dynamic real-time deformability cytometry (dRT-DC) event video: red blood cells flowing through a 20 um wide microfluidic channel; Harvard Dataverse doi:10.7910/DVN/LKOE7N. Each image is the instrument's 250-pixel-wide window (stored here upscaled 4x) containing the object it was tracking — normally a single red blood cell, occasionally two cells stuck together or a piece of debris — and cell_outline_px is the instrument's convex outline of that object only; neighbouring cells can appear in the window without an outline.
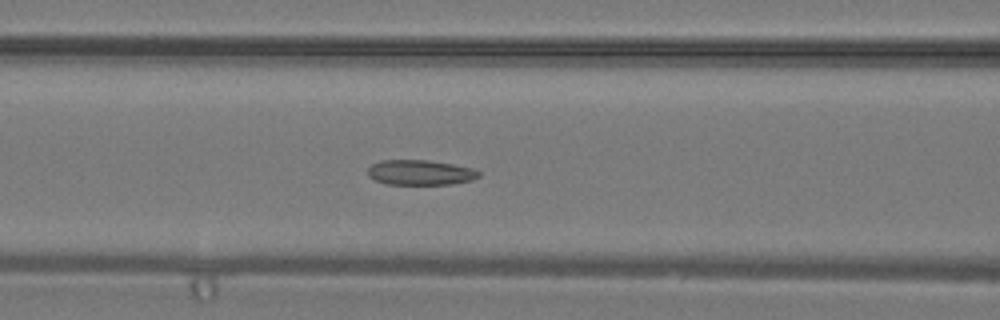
{"species": "common noctule bat (a hibernating species)", "species_latin": "Nyctalus noctula", "temperature_condition": "warm", "stored_images_in_passage": 40, "camera_frame_rate_fps": 3000, "um_per_image_px": 0.085, "animal": {"sex": "male", "body_mass_g": 19.2, "forearm_length_mm": 51.8}, "frame": {"image": 1, "passage_image": 17, "time_ms": 5.333, "image_size_px": [1000, 320], "cell_outline_px": [[480, 176], [472, 180], [448, 184], [388, 184], [376, 180], [368, 176], [368, 168], [372, 164], [380, 160], [428, 160], [452, 164], [472, 168], [480, 172]], "centroid_in_image_um": [35.71, 14.65], "position_along_channel_um": 130.9, "area_um2": 16.13}}
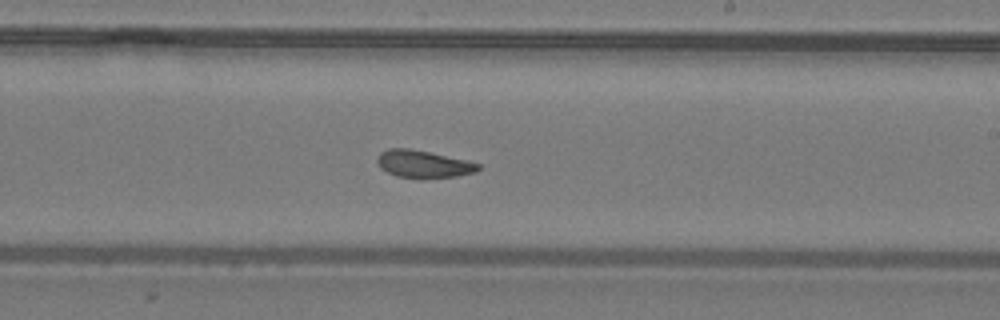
{"frame": {"image": 2, "passage_image": 24, "time_ms": 7.667, "image_size_px": [1000, 320], "cell_outline_px": [[480, 168], [476, 172], [456, 176], [396, 176], [380, 168], [376, 160], [376, 156], [380, 152], [388, 148], [408, 148], [468, 160], [480, 164]], "centroid_in_image_um": [35.96, 13.9], "position_along_channel_um": 253.0, "area_um2": 15.66}}
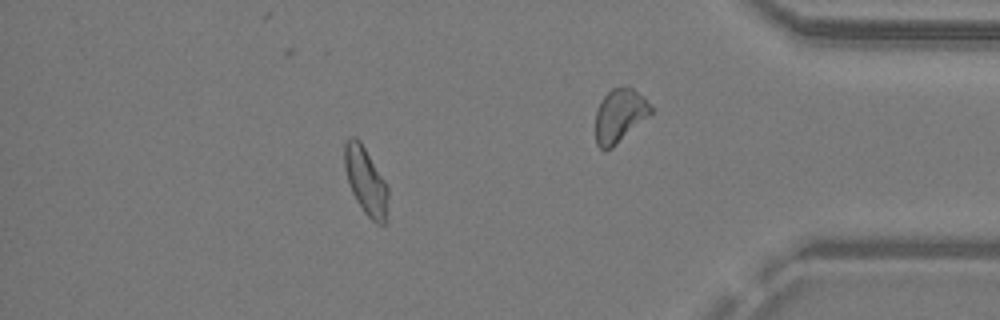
{"frame": {"image": 3, "passage_image": 35, "time_ms": 11.333, "image_size_px": [1000, 320], "cell_outline_px": [[388, 220], [384, 224], [376, 224], [364, 212], [356, 200], [352, 192], [344, 168], [344, 144], [348, 136], [356, 136], [360, 140], [384, 180], [388, 188]], "centroid_in_image_um": [31.1, 15.39], "position_along_channel_um": 404.1, "area_um2": 17.28}}